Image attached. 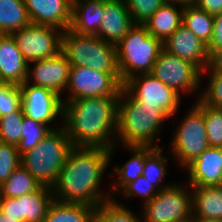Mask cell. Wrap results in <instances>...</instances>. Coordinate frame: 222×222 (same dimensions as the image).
<instances>
[{
  "mask_svg": "<svg viewBox=\"0 0 222 222\" xmlns=\"http://www.w3.org/2000/svg\"><path fill=\"white\" fill-rule=\"evenodd\" d=\"M214 16L195 5H185L183 9V23L199 39L207 45L213 35Z\"/></svg>",
  "mask_w": 222,
  "mask_h": 222,
  "instance_id": "27",
  "label": "cell"
},
{
  "mask_svg": "<svg viewBox=\"0 0 222 222\" xmlns=\"http://www.w3.org/2000/svg\"><path fill=\"white\" fill-rule=\"evenodd\" d=\"M41 184L22 165L0 185V197L16 198L37 191Z\"/></svg>",
  "mask_w": 222,
  "mask_h": 222,
  "instance_id": "28",
  "label": "cell"
},
{
  "mask_svg": "<svg viewBox=\"0 0 222 222\" xmlns=\"http://www.w3.org/2000/svg\"><path fill=\"white\" fill-rule=\"evenodd\" d=\"M62 33L57 27L30 23L11 35L25 60L30 63L56 56L61 51Z\"/></svg>",
  "mask_w": 222,
  "mask_h": 222,
  "instance_id": "12",
  "label": "cell"
},
{
  "mask_svg": "<svg viewBox=\"0 0 222 222\" xmlns=\"http://www.w3.org/2000/svg\"><path fill=\"white\" fill-rule=\"evenodd\" d=\"M174 183L142 205V222H186L192 218V192L186 184ZM190 188V189H189Z\"/></svg>",
  "mask_w": 222,
  "mask_h": 222,
  "instance_id": "8",
  "label": "cell"
},
{
  "mask_svg": "<svg viewBox=\"0 0 222 222\" xmlns=\"http://www.w3.org/2000/svg\"><path fill=\"white\" fill-rule=\"evenodd\" d=\"M19 87L22 95V108L26 117L46 124L52 129H58L63 126V124H59L58 127L52 125L59 118L58 122L63 123V101L61 96L48 88L35 86L25 81Z\"/></svg>",
  "mask_w": 222,
  "mask_h": 222,
  "instance_id": "13",
  "label": "cell"
},
{
  "mask_svg": "<svg viewBox=\"0 0 222 222\" xmlns=\"http://www.w3.org/2000/svg\"><path fill=\"white\" fill-rule=\"evenodd\" d=\"M163 42L150 35L143 24H135L116 45L117 65L124 84L128 79L151 73Z\"/></svg>",
  "mask_w": 222,
  "mask_h": 222,
  "instance_id": "5",
  "label": "cell"
},
{
  "mask_svg": "<svg viewBox=\"0 0 222 222\" xmlns=\"http://www.w3.org/2000/svg\"><path fill=\"white\" fill-rule=\"evenodd\" d=\"M135 24H143L167 0H123Z\"/></svg>",
  "mask_w": 222,
  "mask_h": 222,
  "instance_id": "36",
  "label": "cell"
},
{
  "mask_svg": "<svg viewBox=\"0 0 222 222\" xmlns=\"http://www.w3.org/2000/svg\"><path fill=\"white\" fill-rule=\"evenodd\" d=\"M119 97H91L63 101V127L74 147L116 145Z\"/></svg>",
  "mask_w": 222,
  "mask_h": 222,
  "instance_id": "2",
  "label": "cell"
},
{
  "mask_svg": "<svg viewBox=\"0 0 222 222\" xmlns=\"http://www.w3.org/2000/svg\"><path fill=\"white\" fill-rule=\"evenodd\" d=\"M159 190L154 187L149 180H146L145 177L140 176L136 180L129 182L126 184L119 192L118 194L124 195V197L127 199L129 198H136V196H139L142 199V202L144 205L145 203L149 202L151 199H153L157 194ZM143 197V198H142Z\"/></svg>",
  "mask_w": 222,
  "mask_h": 222,
  "instance_id": "35",
  "label": "cell"
},
{
  "mask_svg": "<svg viewBox=\"0 0 222 222\" xmlns=\"http://www.w3.org/2000/svg\"><path fill=\"white\" fill-rule=\"evenodd\" d=\"M192 222H222L219 219H207L203 217H192Z\"/></svg>",
  "mask_w": 222,
  "mask_h": 222,
  "instance_id": "43",
  "label": "cell"
},
{
  "mask_svg": "<svg viewBox=\"0 0 222 222\" xmlns=\"http://www.w3.org/2000/svg\"><path fill=\"white\" fill-rule=\"evenodd\" d=\"M31 23L66 31L70 27L73 0H24Z\"/></svg>",
  "mask_w": 222,
  "mask_h": 222,
  "instance_id": "19",
  "label": "cell"
},
{
  "mask_svg": "<svg viewBox=\"0 0 222 222\" xmlns=\"http://www.w3.org/2000/svg\"><path fill=\"white\" fill-rule=\"evenodd\" d=\"M168 2H174L180 5H194L196 0H167Z\"/></svg>",
  "mask_w": 222,
  "mask_h": 222,
  "instance_id": "44",
  "label": "cell"
},
{
  "mask_svg": "<svg viewBox=\"0 0 222 222\" xmlns=\"http://www.w3.org/2000/svg\"><path fill=\"white\" fill-rule=\"evenodd\" d=\"M203 118L209 146L222 148V109L203 103Z\"/></svg>",
  "mask_w": 222,
  "mask_h": 222,
  "instance_id": "33",
  "label": "cell"
},
{
  "mask_svg": "<svg viewBox=\"0 0 222 222\" xmlns=\"http://www.w3.org/2000/svg\"><path fill=\"white\" fill-rule=\"evenodd\" d=\"M22 108V95L18 85L0 83V117Z\"/></svg>",
  "mask_w": 222,
  "mask_h": 222,
  "instance_id": "34",
  "label": "cell"
},
{
  "mask_svg": "<svg viewBox=\"0 0 222 222\" xmlns=\"http://www.w3.org/2000/svg\"><path fill=\"white\" fill-rule=\"evenodd\" d=\"M30 23L24 0H0V34L11 35Z\"/></svg>",
  "mask_w": 222,
  "mask_h": 222,
  "instance_id": "25",
  "label": "cell"
},
{
  "mask_svg": "<svg viewBox=\"0 0 222 222\" xmlns=\"http://www.w3.org/2000/svg\"><path fill=\"white\" fill-rule=\"evenodd\" d=\"M207 73H222V49L213 51L209 55L207 68L202 72V78Z\"/></svg>",
  "mask_w": 222,
  "mask_h": 222,
  "instance_id": "40",
  "label": "cell"
},
{
  "mask_svg": "<svg viewBox=\"0 0 222 222\" xmlns=\"http://www.w3.org/2000/svg\"><path fill=\"white\" fill-rule=\"evenodd\" d=\"M151 74L180 95L181 92H184L183 95L197 92L203 80L202 71L196 65L164 49L159 53Z\"/></svg>",
  "mask_w": 222,
  "mask_h": 222,
  "instance_id": "11",
  "label": "cell"
},
{
  "mask_svg": "<svg viewBox=\"0 0 222 222\" xmlns=\"http://www.w3.org/2000/svg\"><path fill=\"white\" fill-rule=\"evenodd\" d=\"M61 52L70 66H81L114 74L120 81L116 45L104 42L97 36L81 35L70 29L63 31Z\"/></svg>",
  "mask_w": 222,
  "mask_h": 222,
  "instance_id": "6",
  "label": "cell"
},
{
  "mask_svg": "<svg viewBox=\"0 0 222 222\" xmlns=\"http://www.w3.org/2000/svg\"><path fill=\"white\" fill-rule=\"evenodd\" d=\"M116 145L110 150L101 147H74L51 187L55 200L82 203L94 208L111 200V193L103 194L100 184L106 175ZM105 173V174H104Z\"/></svg>",
  "mask_w": 222,
  "mask_h": 222,
  "instance_id": "1",
  "label": "cell"
},
{
  "mask_svg": "<svg viewBox=\"0 0 222 222\" xmlns=\"http://www.w3.org/2000/svg\"><path fill=\"white\" fill-rule=\"evenodd\" d=\"M21 165V156L17 147L0 142V185L5 182L12 172Z\"/></svg>",
  "mask_w": 222,
  "mask_h": 222,
  "instance_id": "37",
  "label": "cell"
},
{
  "mask_svg": "<svg viewBox=\"0 0 222 222\" xmlns=\"http://www.w3.org/2000/svg\"><path fill=\"white\" fill-rule=\"evenodd\" d=\"M28 62L12 35L0 34V76L3 82L20 85L27 77Z\"/></svg>",
  "mask_w": 222,
  "mask_h": 222,
  "instance_id": "20",
  "label": "cell"
},
{
  "mask_svg": "<svg viewBox=\"0 0 222 222\" xmlns=\"http://www.w3.org/2000/svg\"><path fill=\"white\" fill-rule=\"evenodd\" d=\"M194 5L213 16L222 12V0H196Z\"/></svg>",
  "mask_w": 222,
  "mask_h": 222,
  "instance_id": "41",
  "label": "cell"
},
{
  "mask_svg": "<svg viewBox=\"0 0 222 222\" xmlns=\"http://www.w3.org/2000/svg\"><path fill=\"white\" fill-rule=\"evenodd\" d=\"M134 25L132 16L123 0H104L98 38L117 45Z\"/></svg>",
  "mask_w": 222,
  "mask_h": 222,
  "instance_id": "18",
  "label": "cell"
},
{
  "mask_svg": "<svg viewBox=\"0 0 222 222\" xmlns=\"http://www.w3.org/2000/svg\"><path fill=\"white\" fill-rule=\"evenodd\" d=\"M184 169L190 187L222 185V148L209 146Z\"/></svg>",
  "mask_w": 222,
  "mask_h": 222,
  "instance_id": "17",
  "label": "cell"
},
{
  "mask_svg": "<svg viewBox=\"0 0 222 222\" xmlns=\"http://www.w3.org/2000/svg\"><path fill=\"white\" fill-rule=\"evenodd\" d=\"M208 83L199 94V99L213 108H222V73H208Z\"/></svg>",
  "mask_w": 222,
  "mask_h": 222,
  "instance_id": "38",
  "label": "cell"
},
{
  "mask_svg": "<svg viewBox=\"0 0 222 222\" xmlns=\"http://www.w3.org/2000/svg\"><path fill=\"white\" fill-rule=\"evenodd\" d=\"M53 200L51 188L41 186L37 191L16 198L0 197V211L21 222H44Z\"/></svg>",
  "mask_w": 222,
  "mask_h": 222,
  "instance_id": "14",
  "label": "cell"
},
{
  "mask_svg": "<svg viewBox=\"0 0 222 222\" xmlns=\"http://www.w3.org/2000/svg\"><path fill=\"white\" fill-rule=\"evenodd\" d=\"M163 49L171 55L190 61L202 72L208 66L207 44L184 25H181L163 42Z\"/></svg>",
  "mask_w": 222,
  "mask_h": 222,
  "instance_id": "16",
  "label": "cell"
},
{
  "mask_svg": "<svg viewBox=\"0 0 222 222\" xmlns=\"http://www.w3.org/2000/svg\"><path fill=\"white\" fill-rule=\"evenodd\" d=\"M0 222H21V221L0 211Z\"/></svg>",
  "mask_w": 222,
  "mask_h": 222,
  "instance_id": "42",
  "label": "cell"
},
{
  "mask_svg": "<svg viewBox=\"0 0 222 222\" xmlns=\"http://www.w3.org/2000/svg\"><path fill=\"white\" fill-rule=\"evenodd\" d=\"M179 123L174 129L176 133L170 141V150L180 167L185 168L209 147L203 118V102L199 98Z\"/></svg>",
  "mask_w": 222,
  "mask_h": 222,
  "instance_id": "7",
  "label": "cell"
},
{
  "mask_svg": "<svg viewBox=\"0 0 222 222\" xmlns=\"http://www.w3.org/2000/svg\"><path fill=\"white\" fill-rule=\"evenodd\" d=\"M22 134L19 144L16 146L20 156L34 148L53 129L41 122H36L29 117H24L22 121Z\"/></svg>",
  "mask_w": 222,
  "mask_h": 222,
  "instance_id": "31",
  "label": "cell"
},
{
  "mask_svg": "<svg viewBox=\"0 0 222 222\" xmlns=\"http://www.w3.org/2000/svg\"><path fill=\"white\" fill-rule=\"evenodd\" d=\"M94 207L82 204L53 200L44 222H90Z\"/></svg>",
  "mask_w": 222,
  "mask_h": 222,
  "instance_id": "26",
  "label": "cell"
},
{
  "mask_svg": "<svg viewBox=\"0 0 222 222\" xmlns=\"http://www.w3.org/2000/svg\"><path fill=\"white\" fill-rule=\"evenodd\" d=\"M104 0H73L69 29L81 35L97 36Z\"/></svg>",
  "mask_w": 222,
  "mask_h": 222,
  "instance_id": "21",
  "label": "cell"
},
{
  "mask_svg": "<svg viewBox=\"0 0 222 222\" xmlns=\"http://www.w3.org/2000/svg\"><path fill=\"white\" fill-rule=\"evenodd\" d=\"M31 64H34L32 68ZM69 71L70 63L60 51L54 57L28 63L25 82L48 88L62 97L65 94L63 91L66 90L68 85Z\"/></svg>",
  "mask_w": 222,
  "mask_h": 222,
  "instance_id": "15",
  "label": "cell"
},
{
  "mask_svg": "<svg viewBox=\"0 0 222 222\" xmlns=\"http://www.w3.org/2000/svg\"><path fill=\"white\" fill-rule=\"evenodd\" d=\"M164 147H155L146 157L144 171L142 176L149 180L150 183L159 191L172 186L171 184H163L165 175L167 176L168 157L163 155Z\"/></svg>",
  "mask_w": 222,
  "mask_h": 222,
  "instance_id": "29",
  "label": "cell"
},
{
  "mask_svg": "<svg viewBox=\"0 0 222 222\" xmlns=\"http://www.w3.org/2000/svg\"><path fill=\"white\" fill-rule=\"evenodd\" d=\"M122 82L112 73L100 72L88 67L70 66L65 99L73 101L91 97H119ZM68 92V93H67Z\"/></svg>",
  "mask_w": 222,
  "mask_h": 222,
  "instance_id": "9",
  "label": "cell"
},
{
  "mask_svg": "<svg viewBox=\"0 0 222 222\" xmlns=\"http://www.w3.org/2000/svg\"><path fill=\"white\" fill-rule=\"evenodd\" d=\"M122 89L138 104L162 110L169 118L178 112L181 95L151 73L128 79Z\"/></svg>",
  "mask_w": 222,
  "mask_h": 222,
  "instance_id": "10",
  "label": "cell"
},
{
  "mask_svg": "<svg viewBox=\"0 0 222 222\" xmlns=\"http://www.w3.org/2000/svg\"><path fill=\"white\" fill-rule=\"evenodd\" d=\"M192 217L222 220V185L191 187Z\"/></svg>",
  "mask_w": 222,
  "mask_h": 222,
  "instance_id": "24",
  "label": "cell"
},
{
  "mask_svg": "<svg viewBox=\"0 0 222 222\" xmlns=\"http://www.w3.org/2000/svg\"><path fill=\"white\" fill-rule=\"evenodd\" d=\"M207 47L209 55L213 51L222 49V12L214 15L213 35Z\"/></svg>",
  "mask_w": 222,
  "mask_h": 222,
  "instance_id": "39",
  "label": "cell"
},
{
  "mask_svg": "<svg viewBox=\"0 0 222 222\" xmlns=\"http://www.w3.org/2000/svg\"><path fill=\"white\" fill-rule=\"evenodd\" d=\"M139 218L127 206L125 208L124 204L112 198L94 208L90 222H142Z\"/></svg>",
  "mask_w": 222,
  "mask_h": 222,
  "instance_id": "30",
  "label": "cell"
},
{
  "mask_svg": "<svg viewBox=\"0 0 222 222\" xmlns=\"http://www.w3.org/2000/svg\"><path fill=\"white\" fill-rule=\"evenodd\" d=\"M183 9V5L166 1L143 25L150 35L164 42L182 25Z\"/></svg>",
  "mask_w": 222,
  "mask_h": 222,
  "instance_id": "22",
  "label": "cell"
},
{
  "mask_svg": "<svg viewBox=\"0 0 222 222\" xmlns=\"http://www.w3.org/2000/svg\"><path fill=\"white\" fill-rule=\"evenodd\" d=\"M169 119L154 106L138 105L122 89L118 98L116 145L160 147L159 132Z\"/></svg>",
  "mask_w": 222,
  "mask_h": 222,
  "instance_id": "3",
  "label": "cell"
},
{
  "mask_svg": "<svg viewBox=\"0 0 222 222\" xmlns=\"http://www.w3.org/2000/svg\"><path fill=\"white\" fill-rule=\"evenodd\" d=\"M131 152V158L123 163V165L114 166V173L109 176H117L113 187L108 191L111 193V197L115 198L116 192H118L129 182L136 180L142 176L144 171L145 157L155 148L152 146H124ZM114 194V195H113Z\"/></svg>",
  "mask_w": 222,
  "mask_h": 222,
  "instance_id": "23",
  "label": "cell"
},
{
  "mask_svg": "<svg viewBox=\"0 0 222 222\" xmlns=\"http://www.w3.org/2000/svg\"><path fill=\"white\" fill-rule=\"evenodd\" d=\"M23 109H17L0 117V142L17 146L21 140Z\"/></svg>",
  "mask_w": 222,
  "mask_h": 222,
  "instance_id": "32",
  "label": "cell"
},
{
  "mask_svg": "<svg viewBox=\"0 0 222 222\" xmlns=\"http://www.w3.org/2000/svg\"><path fill=\"white\" fill-rule=\"evenodd\" d=\"M74 148L63 126L53 129L31 150L21 155V165L41 184L51 188Z\"/></svg>",
  "mask_w": 222,
  "mask_h": 222,
  "instance_id": "4",
  "label": "cell"
}]
</instances>
